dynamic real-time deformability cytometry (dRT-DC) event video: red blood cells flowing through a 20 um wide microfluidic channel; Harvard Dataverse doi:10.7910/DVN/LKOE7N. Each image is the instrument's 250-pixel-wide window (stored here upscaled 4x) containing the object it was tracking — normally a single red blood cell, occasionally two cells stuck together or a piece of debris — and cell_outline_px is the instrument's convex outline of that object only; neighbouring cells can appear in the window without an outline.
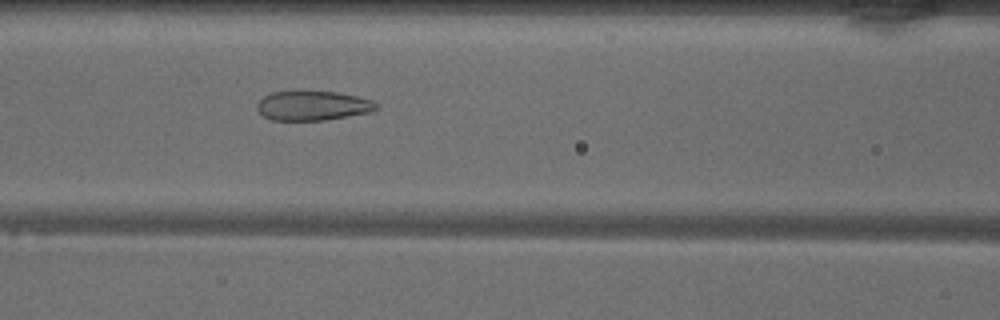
{"species": "common noctule bat (a hibernating species)", "species_latin": "Nyctalus noctula", "temperature_condition": "warm", "stored_images_in_passage": 36, "camera_frame_rate_fps": 3000, "um_per_image_px": 0.085, "animal": {"sex": "male", "body_mass_g": 18.8}, "frame": {"image": 1, "passage_image": 7, "time_ms": 2.0, "image_size_px": [1000, 320], "cell_outline_px": [[380, 108], [368, 112], [324, 120], [272, 120], [264, 116], [256, 108], [256, 104], [264, 96], [272, 92], [336, 92], [356, 96], [372, 100]], "centroid_in_image_um": [26.57, 8.99], "position_along_channel_um": 140.0, "area_um2": 20.11}}
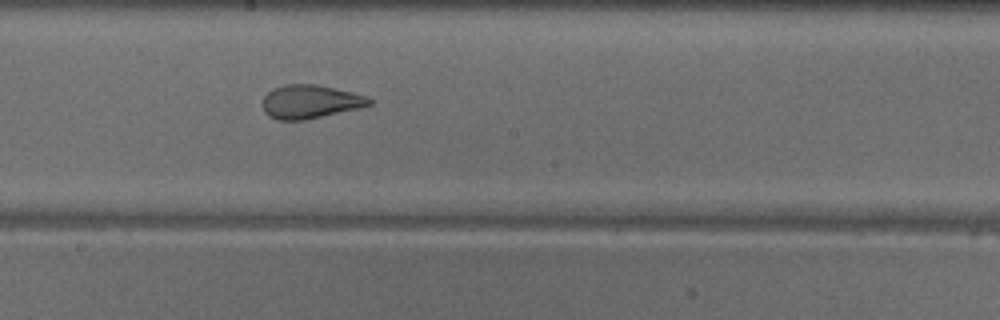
{"frame": {"image": 2, "passage_image": 13, "time_ms": 4.0, "image_size_px": [1000, 320], "cell_outline_px": [[372, 104], [360, 108], [304, 120], [276, 120], [268, 116], [264, 112], [264, 96], [272, 88], [284, 84], [316, 84], [352, 92], [368, 96], [372, 100]], "centroid_in_image_um": [26.37, 8.64], "position_along_channel_um": 221.8, "area_um2": 20.92}}
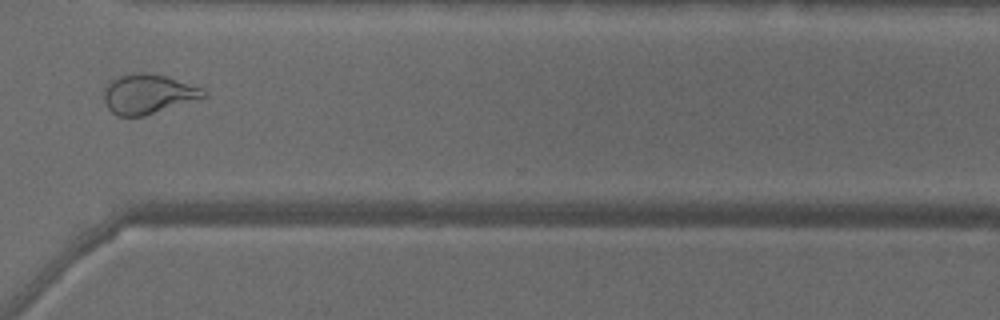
{"frame": {"image": 3, "passage_image": 23, "time_ms": 7.333, "image_size_px": [1000, 320], "cell_outline_px": [[208, 96], [144, 116], [116, 116], [104, 104], [104, 88], [112, 80], [120, 76], [140, 72], [148, 72], [164, 76], [204, 88], [208, 92]], "centroid_in_image_um": [12.59, 8.0], "position_along_channel_um": 358.0, "area_um2": 22.95}, "authors_computed_cell_mechanics": {"area_um2": 22.6865, "velocity_mm_per_s": 4.0917, "shape_relaxation_time_tau1_ms": null, "shape_relaxation_time_tau2_ms": 1.0709, "deformation_change_tau1": null, "deformation_change_tau2": 0.0878}}